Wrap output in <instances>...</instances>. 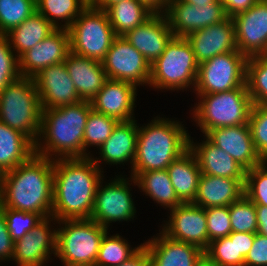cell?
I'll return each mask as SVG.
<instances>
[{"mask_svg": "<svg viewBox=\"0 0 267 266\" xmlns=\"http://www.w3.org/2000/svg\"><path fill=\"white\" fill-rule=\"evenodd\" d=\"M92 157L53 160L52 216L58 221L89 219L104 171Z\"/></svg>", "mask_w": 267, "mask_h": 266, "instance_id": "6da1fadb", "label": "cell"}, {"mask_svg": "<svg viewBox=\"0 0 267 266\" xmlns=\"http://www.w3.org/2000/svg\"><path fill=\"white\" fill-rule=\"evenodd\" d=\"M53 160L34 154L27 162L4 173L0 206L52 216Z\"/></svg>", "mask_w": 267, "mask_h": 266, "instance_id": "7a4b0ae2", "label": "cell"}, {"mask_svg": "<svg viewBox=\"0 0 267 266\" xmlns=\"http://www.w3.org/2000/svg\"><path fill=\"white\" fill-rule=\"evenodd\" d=\"M90 101L42 109L35 154L49 159L83 158V137ZM55 158H54V157Z\"/></svg>", "mask_w": 267, "mask_h": 266, "instance_id": "3957f363", "label": "cell"}, {"mask_svg": "<svg viewBox=\"0 0 267 266\" xmlns=\"http://www.w3.org/2000/svg\"><path fill=\"white\" fill-rule=\"evenodd\" d=\"M183 125L179 120L156 116L140 126L130 176L136 178L141 172L165 170L187 151L190 135Z\"/></svg>", "mask_w": 267, "mask_h": 266, "instance_id": "277c9868", "label": "cell"}, {"mask_svg": "<svg viewBox=\"0 0 267 266\" xmlns=\"http://www.w3.org/2000/svg\"><path fill=\"white\" fill-rule=\"evenodd\" d=\"M196 95L199 102L191 115L204 135L212 129L248 124L253 102L246 84L234 90Z\"/></svg>", "mask_w": 267, "mask_h": 266, "instance_id": "5b68a950", "label": "cell"}, {"mask_svg": "<svg viewBox=\"0 0 267 266\" xmlns=\"http://www.w3.org/2000/svg\"><path fill=\"white\" fill-rule=\"evenodd\" d=\"M41 115L34 78L20 76L0 91V121L25 134L34 144L41 129Z\"/></svg>", "mask_w": 267, "mask_h": 266, "instance_id": "8992f818", "label": "cell"}, {"mask_svg": "<svg viewBox=\"0 0 267 266\" xmlns=\"http://www.w3.org/2000/svg\"><path fill=\"white\" fill-rule=\"evenodd\" d=\"M198 67L189 41L185 37L174 36L165 51L150 65L149 86L167 91L194 90Z\"/></svg>", "mask_w": 267, "mask_h": 266, "instance_id": "52a82bcc", "label": "cell"}, {"mask_svg": "<svg viewBox=\"0 0 267 266\" xmlns=\"http://www.w3.org/2000/svg\"><path fill=\"white\" fill-rule=\"evenodd\" d=\"M56 253L63 266H95L100 243L108 231L89 219L57 222Z\"/></svg>", "mask_w": 267, "mask_h": 266, "instance_id": "ba28073f", "label": "cell"}, {"mask_svg": "<svg viewBox=\"0 0 267 266\" xmlns=\"http://www.w3.org/2000/svg\"><path fill=\"white\" fill-rule=\"evenodd\" d=\"M70 51L102 61L116 37L106 11L89 4L68 28Z\"/></svg>", "mask_w": 267, "mask_h": 266, "instance_id": "9c48e42d", "label": "cell"}, {"mask_svg": "<svg viewBox=\"0 0 267 266\" xmlns=\"http://www.w3.org/2000/svg\"><path fill=\"white\" fill-rule=\"evenodd\" d=\"M248 58L239 51L216 55L199 64L194 93L212 94L246 84Z\"/></svg>", "mask_w": 267, "mask_h": 266, "instance_id": "30bf717a", "label": "cell"}, {"mask_svg": "<svg viewBox=\"0 0 267 266\" xmlns=\"http://www.w3.org/2000/svg\"><path fill=\"white\" fill-rule=\"evenodd\" d=\"M115 176L108 184L102 185L103 179L99 182L90 218L107 229L112 222H129L136 217V207L130 192L132 182L137 185L135 178H125L127 175L122 174Z\"/></svg>", "mask_w": 267, "mask_h": 266, "instance_id": "8fae6325", "label": "cell"}, {"mask_svg": "<svg viewBox=\"0 0 267 266\" xmlns=\"http://www.w3.org/2000/svg\"><path fill=\"white\" fill-rule=\"evenodd\" d=\"M101 62L107 78L130 82L137 87L149 86V62L123 36H116L113 39L110 49Z\"/></svg>", "mask_w": 267, "mask_h": 266, "instance_id": "7c38bea8", "label": "cell"}, {"mask_svg": "<svg viewBox=\"0 0 267 266\" xmlns=\"http://www.w3.org/2000/svg\"><path fill=\"white\" fill-rule=\"evenodd\" d=\"M170 29L175 37H187L199 29L217 24L227 18L223 3L190 5L182 0H169L165 12Z\"/></svg>", "mask_w": 267, "mask_h": 266, "instance_id": "4fadbf2b", "label": "cell"}, {"mask_svg": "<svg viewBox=\"0 0 267 266\" xmlns=\"http://www.w3.org/2000/svg\"><path fill=\"white\" fill-rule=\"evenodd\" d=\"M169 211V220H164L161 232L173 240L197 246L205 252L208 248L205 209L188 202Z\"/></svg>", "mask_w": 267, "mask_h": 266, "instance_id": "5bb4252c", "label": "cell"}, {"mask_svg": "<svg viewBox=\"0 0 267 266\" xmlns=\"http://www.w3.org/2000/svg\"><path fill=\"white\" fill-rule=\"evenodd\" d=\"M54 220V221H53ZM58 222L53 216L43 218L30 232L14 242V254L11 261L17 266H46L56 253V228ZM52 229V230H51Z\"/></svg>", "mask_w": 267, "mask_h": 266, "instance_id": "9a60e30c", "label": "cell"}, {"mask_svg": "<svg viewBox=\"0 0 267 266\" xmlns=\"http://www.w3.org/2000/svg\"><path fill=\"white\" fill-rule=\"evenodd\" d=\"M237 50L247 58L267 54V0L233 18Z\"/></svg>", "mask_w": 267, "mask_h": 266, "instance_id": "2e32d148", "label": "cell"}, {"mask_svg": "<svg viewBox=\"0 0 267 266\" xmlns=\"http://www.w3.org/2000/svg\"><path fill=\"white\" fill-rule=\"evenodd\" d=\"M69 52V31L58 28L18 59L20 76L34 78L46 67L64 63Z\"/></svg>", "mask_w": 267, "mask_h": 266, "instance_id": "e0dca14e", "label": "cell"}, {"mask_svg": "<svg viewBox=\"0 0 267 266\" xmlns=\"http://www.w3.org/2000/svg\"><path fill=\"white\" fill-rule=\"evenodd\" d=\"M42 109H53L82 101L64 63L51 65L34 77Z\"/></svg>", "mask_w": 267, "mask_h": 266, "instance_id": "ac0fdd59", "label": "cell"}, {"mask_svg": "<svg viewBox=\"0 0 267 266\" xmlns=\"http://www.w3.org/2000/svg\"><path fill=\"white\" fill-rule=\"evenodd\" d=\"M137 90V86L130 82L108 78L90 101L92 109L118 122L134 120Z\"/></svg>", "mask_w": 267, "mask_h": 266, "instance_id": "d6986e66", "label": "cell"}, {"mask_svg": "<svg viewBox=\"0 0 267 266\" xmlns=\"http://www.w3.org/2000/svg\"><path fill=\"white\" fill-rule=\"evenodd\" d=\"M203 136L231 155L246 171L263 162L255 149L248 124L212 129Z\"/></svg>", "mask_w": 267, "mask_h": 266, "instance_id": "ffe728a7", "label": "cell"}, {"mask_svg": "<svg viewBox=\"0 0 267 266\" xmlns=\"http://www.w3.org/2000/svg\"><path fill=\"white\" fill-rule=\"evenodd\" d=\"M151 65L174 37L165 14H153L123 36Z\"/></svg>", "mask_w": 267, "mask_h": 266, "instance_id": "44dd1931", "label": "cell"}, {"mask_svg": "<svg viewBox=\"0 0 267 266\" xmlns=\"http://www.w3.org/2000/svg\"><path fill=\"white\" fill-rule=\"evenodd\" d=\"M186 39L191 44L199 64L216 55L238 51L234 22L229 17L217 24L191 33Z\"/></svg>", "mask_w": 267, "mask_h": 266, "instance_id": "7402d4cb", "label": "cell"}, {"mask_svg": "<svg viewBox=\"0 0 267 266\" xmlns=\"http://www.w3.org/2000/svg\"><path fill=\"white\" fill-rule=\"evenodd\" d=\"M156 235L143 243L151 266H196L204 257V251L197 246L173 240L161 231Z\"/></svg>", "mask_w": 267, "mask_h": 266, "instance_id": "603a6c76", "label": "cell"}, {"mask_svg": "<svg viewBox=\"0 0 267 266\" xmlns=\"http://www.w3.org/2000/svg\"><path fill=\"white\" fill-rule=\"evenodd\" d=\"M137 120L118 122L113 128L111 136L100 146L99 158L91 157L94 163L100 168V161L108 165H121L126 162L130 163L132 170L136 154L137 137L139 124ZM138 124V125H137Z\"/></svg>", "mask_w": 267, "mask_h": 266, "instance_id": "cb8c5ba5", "label": "cell"}, {"mask_svg": "<svg viewBox=\"0 0 267 266\" xmlns=\"http://www.w3.org/2000/svg\"><path fill=\"white\" fill-rule=\"evenodd\" d=\"M189 148L197 158L201 174L245 180L246 170L206 137L202 142L196 143L190 136Z\"/></svg>", "mask_w": 267, "mask_h": 266, "instance_id": "d4e9b609", "label": "cell"}, {"mask_svg": "<svg viewBox=\"0 0 267 266\" xmlns=\"http://www.w3.org/2000/svg\"><path fill=\"white\" fill-rule=\"evenodd\" d=\"M65 66L79 97L85 101H91L108 79L101 61L71 51L65 60Z\"/></svg>", "mask_w": 267, "mask_h": 266, "instance_id": "484cf974", "label": "cell"}, {"mask_svg": "<svg viewBox=\"0 0 267 266\" xmlns=\"http://www.w3.org/2000/svg\"><path fill=\"white\" fill-rule=\"evenodd\" d=\"M245 180L201 174L192 203L202 207L229 206L244 195Z\"/></svg>", "mask_w": 267, "mask_h": 266, "instance_id": "4316f807", "label": "cell"}, {"mask_svg": "<svg viewBox=\"0 0 267 266\" xmlns=\"http://www.w3.org/2000/svg\"><path fill=\"white\" fill-rule=\"evenodd\" d=\"M177 197L183 202H193L201 176L199 163L190 148L175 159L166 169Z\"/></svg>", "mask_w": 267, "mask_h": 266, "instance_id": "83f0119b", "label": "cell"}, {"mask_svg": "<svg viewBox=\"0 0 267 266\" xmlns=\"http://www.w3.org/2000/svg\"><path fill=\"white\" fill-rule=\"evenodd\" d=\"M35 144L23 133L0 121V170L5 173L27 162Z\"/></svg>", "mask_w": 267, "mask_h": 266, "instance_id": "f1b7e54d", "label": "cell"}, {"mask_svg": "<svg viewBox=\"0 0 267 266\" xmlns=\"http://www.w3.org/2000/svg\"><path fill=\"white\" fill-rule=\"evenodd\" d=\"M56 29L43 15L35 11L5 36L9 39L10 46L19 59Z\"/></svg>", "mask_w": 267, "mask_h": 266, "instance_id": "f546056e", "label": "cell"}, {"mask_svg": "<svg viewBox=\"0 0 267 266\" xmlns=\"http://www.w3.org/2000/svg\"><path fill=\"white\" fill-rule=\"evenodd\" d=\"M139 190L149 196L154 203L165 209H173L183 203L178 197L171 183L167 170H151L141 172L136 178Z\"/></svg>", "mask_w": 267, "mask_h": 266, "instance_id": "4dcf8cb0", "label": "cell"}, {"mask_svg": "<svg viewBox=\"0 0 267 266\" xmlns=\"http://www.w3.org/2000/svg\"><path fill=\"white\" fill-rule=\"evenodd\" d=\"M106 13L116 36H124L128 31L144 23L154 13L138 0H123L110 6Z\"/></svg>", "mask_w": 267, "mask_h": 266, "instance_id": "1f68e13d", "label": "cell"}, {"mask_svg": "<svg viewBox=\"0 0 267 266\" xmlns=\"http://www.w3.org/2000/svg\"><path fill=\"white\" fill-rule=\"evenodd\" d=\"M88 5L86 0H36V11L57 29H68Z\"/></svg>", "mask_w": 267, "mask_h": 266, "instance_id": "d6a6232c", "label": "cell"}, {"mask_svg": "<svg viewBox=\"0 0 267 266\" xmlns=\"http://www.w3.org/2000/svg\"><path fill=\"white\" fill-rule=\"evenodd\" d=\"M108 231L102 237L95 266H117L133 256L143 245L132 248L126 239L119 234L109 235Z\"/></svg>", "mask_w": 267, "mask_h": 266, "instance_id": "836d02e7", "label": "cell"}, {"mask_svg": "<svg viewBox=\"0 0 267 266\" xmlns=\"http://www.w3.org/2000/svg\"><path fill=\"white\" fill-rule=\"evenodd\" d=\"M246 85L253 104L267 105V54L248 58Z\"/></svg>", "mask_w": 267, "mask_h": 266, "instance_id": "e575fe53", "label": "cell"}, {"mask_svg": "<svg viewBox=\"0 0 267 266\" xmlns=\"http://www.w3.org/2000/svg\"><path fill=\"white\" fill-rule=\"evenodd\" d=\"M117 123L118 121L115 118L99 113L93 109L90 110L84 129L83 158L91 156V153L87 151L89 146L100 148L111 136V132Z\"/></svg>", "mask_w": 267, "mask_h": 266, "instance_id": "d590c367", "label": "cell"}, {"mask_svg": "<svg viewBox=\"0 0 267 266\" xmlns=\"http://www.w3.org/2000/svg\"><path fill=\"white\" fill-rule=\"evenodd\" d=\"M204 256L216 266H244L245 258L238 254L237 232L210 242Z\"/></svg>", "mask_w": 267, "mask_h": 266, "instance_id": "8d00e7d4", "label": "cell"}, {"mask_svg": "<svg viewBox=\"0 0 267 266\" xmlns=\"http://www.w3.org/2000/svg\"><path fill=\"white\" fill-rule=\"evenodd\" d=\"M36 11V0H0V35H6Z\"/></svg>", "mask_w": 267, "mask_h": 266, "instance_id": "74e56055", "label": "cell"}, {"mask_svg": "<svg viewBox=\"0 0 267 266\" xmlns=\"http://www.w3.org/2000/svg\"><path fill=\"white\" fill-rule=\"evenodd\" d=\"M232 232L256 233L258 229L255 204L245 195L229 205Z\"/></svg>", "mask_w": 267, "mask_h": 266, "instance_id": "f35d334b", "label": "cell"}, {"mask_svg": "<svg viewBox=\"0 0 267 266\" xmlns=\"http://www.w3.org/2000/svg\"><path fill=\"white\" fill-rule=\"evenodd\" d=\"M248 125L255 149L267 163V105L253 104Z\"/></svg>", "mask_w": 267, "mask_h": 266, "instance_id": "ab89813d", "label": "cell"}, {"mask_svg": "<svg viewBox=\"0 0 267 266\" xmlns=\"http://www.w3.org/2000/svg\"><path fill=\"white\" fill-rule=\"evenodd\" d=\"M244 195L255 205L267 206V163L246 171Z\"/></svg>", "mask_w": 267, "mask_h": 266, "instance_id": "60d3db41", "label": "cell"}, {"mask_svg": "<svg viewBox=\"0 0 267 266\" xmlns=\"http://www.w3.org/2000/svg\"><path fill=\"white\" fill-rule=\"evenodd\" d=\"M2 209L5 215L7 229L14 242L30 232L43 219L37 213L17 211L6 207H2Z\"/></svg>", "mask_w": 267, "mask_h": 266, "instance_id": "b9f144b4", "label": "cell"}, {"mask_svg": "<svg viewBox=\"0 0 267 266\" xmlns=\"http://www.w3.org/2000/svg\"><path fill=\"white\" fill-rule=\"evenodd\" d=\"M208 247L210 242L228 236L231 232L229 206L205 208Z\"/></svg>", "mask_w": 267, "mask_h": 266, "instance_id": "7bdbcfd3", "label": "cell"}, {"mask_svg": "<svg viewBox=\"0 0 267 266\" xmlns=\"http://www.w3.org/2000/svg\"><path fill=\"white\" fill-rule=\"evenodd\" d=\"M19 77V60L10 46L9 39L0 35V91Z\"/></svg>", "mask_w": 267, "mask_h": 266, "instance_id": "ee69618b", "label": "cell"}, {"mask_svg": "<svg viewBox=\"0 0 267 266\" xmlns=\"http://www.w3.org/2000/svg\"><path fill=\"white\" fill-rule=\"evenodd\" d=\"M244 266H267V236L256 233Z\"/></svg>", "mask_w": 267, "mask_h": 266, "instance_id": "f6af8a7d", "label": "cell"}, {"mask_svg": "<svg viewBox=\"0 0 267 266\" xmlns=\"http://www.w3.org/2000/svg\"><path fill=\"white\" fill-rule=\"evenodd\" d=\"M14 254V241L6 226L5 215L0 206V262L10 261Z\"/></svg>", "mask_w": 267, "mask_h": 266, "instance_id": "bcb514c9", "label": "cell"}, {"mask_svg": "<svg viewBox=\"0 0 267 266\" xmlns=\"http://www.w3.org/2000/svg\"><path fill=\"white\" fill-rule=\"evenodd\" d=\"M223 3L227 17L233 18L239 13L249 10L259 0H220Z\"/></svg>", "mask_w": 267, "mask_h": 266, "instance_id": "7dc6e473", "label": "cell"}, {"mask_svg": "<svg viewBox=\"0 0 267 266\" xmlns=\"http://www.w3.org/2000/svg\"><path fill=\"white\" fill-rule=\"evenodd\" d=\"M117 266H151V258L145 245L143 244L133 256Z\"/></svg>", "mask_w": 267, "mask_h": 266, "instance_id": "c3c4849f", "label": "cell"}, {"mask_svg": "<svg viewBox=\"0 0 267 266\" xmlns=\"http://www.w3.org/2000/svg\"><path fill=\"white\" fill-rule=\"evenodd\" d=\"M255 234L256 233L237 232L238 254H242L244 258L253 245Z\"/></svg>", "mask_w": 267, "mask_h": 266, "instance_id": "681fc988", "label": "cell"}, {"mask_svg": "<svg viewBox=\"0 0 267 266\" xmlns=\"http://www.w3.org/2000/svg\"><path fill=\"white\" fill-rule=\"evenodd\" d=\"M258 229L256 233L267 236V206L255 205Z\"/></svg>", "mask_w": 267, "mask_h": 266, "instance_id": "f907efd6", "label": "cell"}, {"mask_svg": "<svg viewBox=\"0 0 267 266\" xmlns=\"http://www.w3.org/2000/svg\"><path fill=\"white\" fill-rule=\"evenodd\" d=\"M154 14H165L169 0H138Z\"/></svg>", "mask_w": 267, "mask_h": 266, "instance_id": "816d5d0a", "label": "cell"}, {"mask_svg": "<svg viewBox=\"0 0 267 266\" xmlns=\"http://www.w3.org/2000/svg\"><path fill=\"white\" fill-rule=\"evenodd\" d=\"M123 0H95L92 5L98 9L106 11L110 6Z\"/></svg>", "mask_w": 267, "mask_h": 266, "instance_id": "f5cc1de1", "label": "cell"}, {"mask_svg": "<svg viewBox=\"0 0 267 266\" xmlns=\"http://www.w3.org/2000/svg\"><path fill=\"white\" fill-rule=\"evenodd\" d=\"M190 5H195L202 7V5L211 4L217 2L218 0H182Z\"/></svg>", "mask_w": 267, "mask_h": 266, "instance_id": "db71d44e", "label": "cell"}, {"mask_svg": "<svg viewBox=\"0 0 267 266\" xmlns=\"http://www.w3.org/2000/svg\"><path fill=\"white\" fill-rule=\"evenodd\" d=\"M196 266H216L211 263L205 256L197 263Z\"/></svg>", "mask_w": 267, "mask_h": 266, "instance_id": "11a10c76", "label": "cell"}, {"mask_svg": "<svg viewBox=\"0 0 267 266\" xmlns=\"http://www.w3.org/2000/svg\"><path fill=\"white\" fill-rule=\"evenodd\" d=\"M3 176H4V173L0 170V185H1V182H2V179H3Z\"/></svg>", "mask_w": 267, "mask_h": 266, "instance_id": "9f6ffc18", "label": "cell"}]
</instances>
